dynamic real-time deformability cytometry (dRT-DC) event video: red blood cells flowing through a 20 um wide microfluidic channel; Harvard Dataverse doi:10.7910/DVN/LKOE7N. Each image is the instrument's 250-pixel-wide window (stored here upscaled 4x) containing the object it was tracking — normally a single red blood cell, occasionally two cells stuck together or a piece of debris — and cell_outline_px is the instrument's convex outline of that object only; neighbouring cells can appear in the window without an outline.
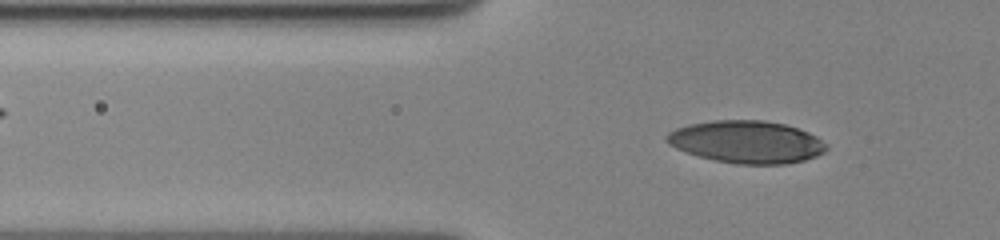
{"species": "human", "species_latin": "Homo sapiens", "temperature_condition": "cold", "stored_images_in_passage": 54, "camera_frame_rate_fps": 3000, "um_per_image_px": 0.085, "donor": {"sex": "female"}, "frame": {"image": 1, "passage_image": 16, "time_ms": 5.0, "image_size_px": [1000, 240], "cell_outline_px": [[828, 148], [824, 152], [816, 156], [804, 160], [784, 164], [736, 164], [716, 160], [700, 156], [676, 148], [668, 144], [664, 140], [664, 136], [668, 132], [676, 128], [688, 124], [712, 120], [764, 120], [784, 124], [808, 132], [816, 136], [828, 144]], "centroid_in_image_um": [63.45, 12.05], "position_along_channel_um": 62.3, "area_um2": 39.54}}
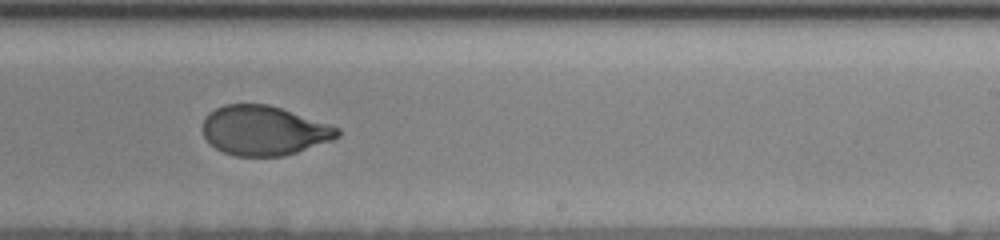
{"frame": {"image": 2, "passage_image": 35, "time_ms": 11.333, "image_size_px": [1000, 240], "cell_outline_px": [[340, 136], [332, 140], [284, 156], [236, 156], [224, 152], [216, 148], [204, 136], [204, 120], [208, 112], [224, 104], [268, 104], [340, 128]], "centroid_in_image_um": [22.43, 11.09], "position_along_channel_um": 266.6, "area_um2": 38.49}}
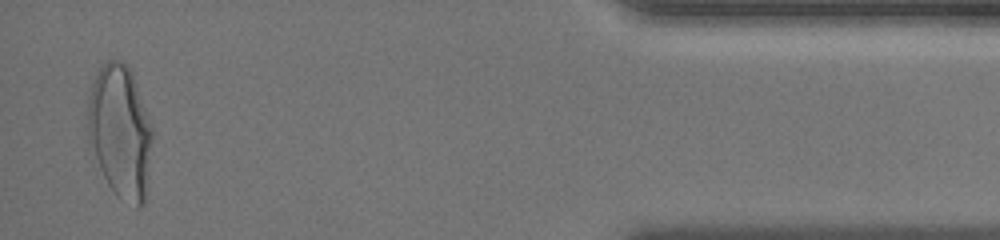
{"frame": {"image": 3, "passage_image": 53, "time_ms": 17.333, "image_size_px": [1000, 240], "cell_outline_px": [[152, 140], [148, 184], [144, 204], [140, 208], [136, 208], [120, 200], [112, 192], [88, 148], [88, 100], [92, 84], [104, 60], [120, 60], [132, 72], [152, 128]], "centroid_in_image_um": [10.21, 11.27], "position_along_channel_um": 425.0, "area_um2": 50.63}, "authors_computed_cell_mechanics": {"area_um2": 39.7953, "velocity_mm_per_s": 3.4826, "shape_relaxation_time_tau1_ms": 3.8694, "shape_relaxation_time_tau2_ms": 0.753, "deformation_change_tau1": 0.1732, "deformation_change_tau2": 0.0533}}